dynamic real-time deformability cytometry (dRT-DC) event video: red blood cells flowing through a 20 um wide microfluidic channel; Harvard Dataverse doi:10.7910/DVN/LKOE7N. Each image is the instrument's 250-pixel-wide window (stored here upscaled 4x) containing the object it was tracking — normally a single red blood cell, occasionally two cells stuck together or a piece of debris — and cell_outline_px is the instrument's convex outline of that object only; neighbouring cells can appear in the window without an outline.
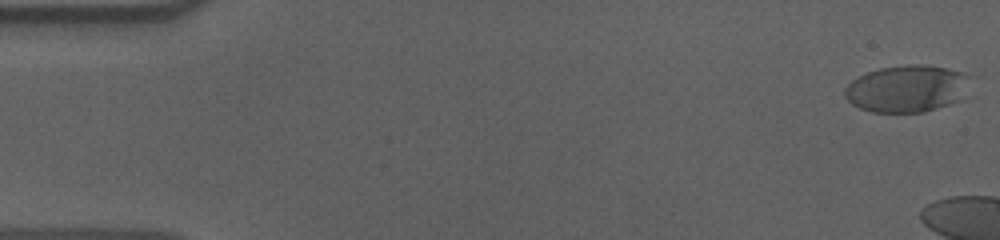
{"species": "human", "species_latin": "Homo sapiens", "temperature_condition": "cold", "stored_images_in_passage": 8, "camera_frame_rate_fps": 3000, "um_per_image_px": 0.085, "donor": {"sex": "male"}, "frame": {"image": 1, "passage_image": 1, "time_ms": 0.0, "image_size_px": [1000, 240], "cell_outline_px": [[968, 76], [964, 100], [924, 112], [872, 112], [860, 108], [852, 104], [844, 96], [844, 88], [852, 80], [868, 72], [880, 68], [912, 64], [924, 64], [948, 68], [964, 72]], "centroid_in_image_um": [77.1, 7.54], "position_along_channel_um": 7.9, "area_um2": 34.51}}